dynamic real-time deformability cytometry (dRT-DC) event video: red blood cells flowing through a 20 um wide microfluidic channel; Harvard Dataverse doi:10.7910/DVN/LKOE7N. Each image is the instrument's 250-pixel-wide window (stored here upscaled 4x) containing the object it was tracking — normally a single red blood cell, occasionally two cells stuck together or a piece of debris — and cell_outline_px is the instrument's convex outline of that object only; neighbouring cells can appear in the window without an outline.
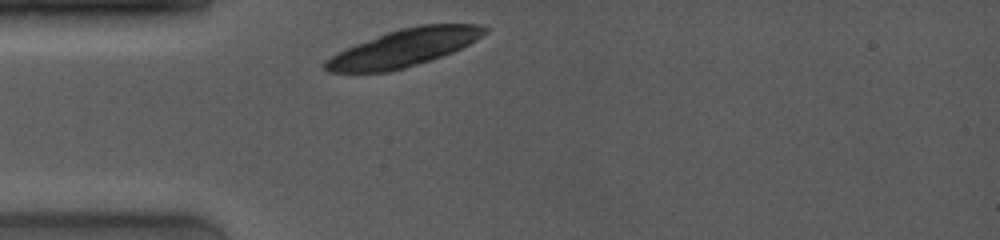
{"species": "common noctule bat (a hibernating species)", "species_latin": "Nyctalus noctula", "temperature_condition": "room temperature", "stored_images_in_passage": 1, "camera_frame_rate_fps": 4000, "um_per_image_px": 0.085, "animal": {"sex": "female", "body_mass_g": 19.0, "forearm_length_mm": 53.3}, "frame": {"image": 1, "passage_image": 1, "time_ms": 0.0, "image_size_px": [1000, 240], "cell_outline_px": [[488, 32], [476, 40], [452, 52], [432, 60], [404, 68], [388, 72], [328, 72], [324, 68], [324, 60], [356, 44], [388, 32], [400, 28], [420, 24], [476, 24], [488, 28]], "centroid_in_image_um": [34.37, 4.07], "position_along_channel_um": 50.6, "area_um2": 34.33}}